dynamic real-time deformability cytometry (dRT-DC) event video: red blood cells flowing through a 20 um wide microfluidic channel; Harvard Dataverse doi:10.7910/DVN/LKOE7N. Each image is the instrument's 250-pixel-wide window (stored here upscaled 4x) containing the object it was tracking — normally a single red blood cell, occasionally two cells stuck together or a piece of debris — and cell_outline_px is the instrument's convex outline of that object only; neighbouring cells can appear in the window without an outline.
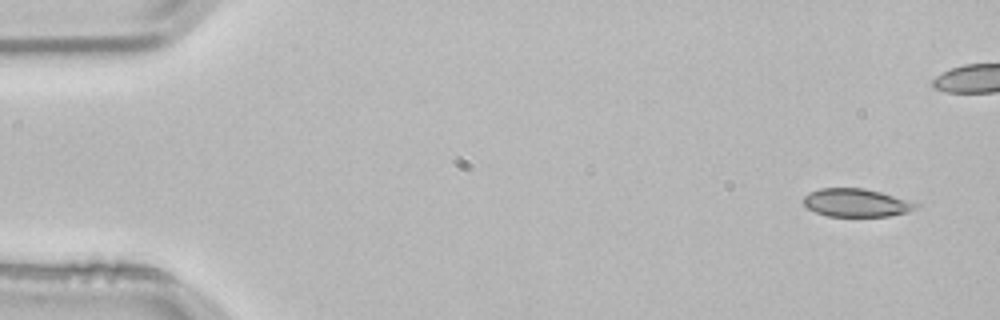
{"species": "common noctule bat (a hibernating species)", "species_latin": "Nyctalus noctula", "temperature_condition": "room temperature", "stored_images_in_passage": 4, "camera_frame_rate_fps": 3000, "um_per_image_px": 0.085, "animal": {"sex": "male", "body_mass_g": 21.5, "forearm_length_mm": 52.0}, "frame": {"image": 1, "passage_image": 1, "time_ms": 0.0, "image_size_px": [1000, 320], "cell_outline_px": [[920, 204], [916, 208], [908, 212], [888, 216], [828, 216], [816, 212], [808, 208], [800, 200], [808, 192], [820, 188], [864, 188], [912, 200]], "centroid_in_image_um": [72.78, 17.22], "position_along_channel_um": 12.2, "area_um2": 18.61}}
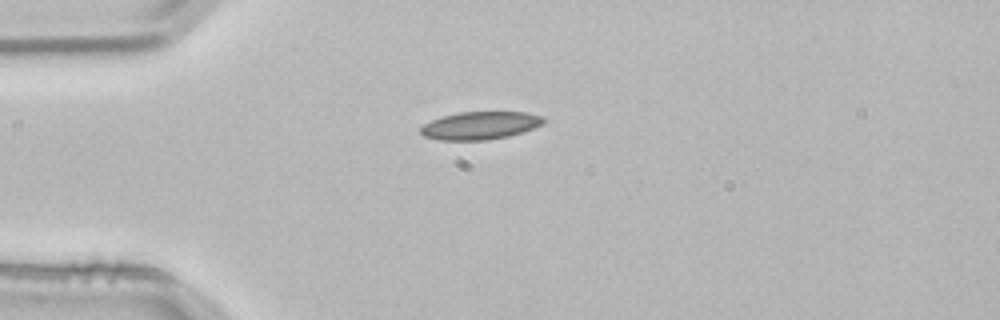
{"frame": {"image": 2, "passage_image": 4, "time_ms": 1.0, "image_size_px": [1000, 320], "cell_outline_px": [[548, 120], [544, 124], [508, 136], [488, 140], [436, 140], [424, 136], [420, 132], [420, 128], [424, 124], [432, 120], [444, 116], [460, 112], [528, 112], [544, 116]], "centroid_in_image_um": [40.85, 10.66], "position_along_channel_um": 44.2, "area_um2": 20.0}}